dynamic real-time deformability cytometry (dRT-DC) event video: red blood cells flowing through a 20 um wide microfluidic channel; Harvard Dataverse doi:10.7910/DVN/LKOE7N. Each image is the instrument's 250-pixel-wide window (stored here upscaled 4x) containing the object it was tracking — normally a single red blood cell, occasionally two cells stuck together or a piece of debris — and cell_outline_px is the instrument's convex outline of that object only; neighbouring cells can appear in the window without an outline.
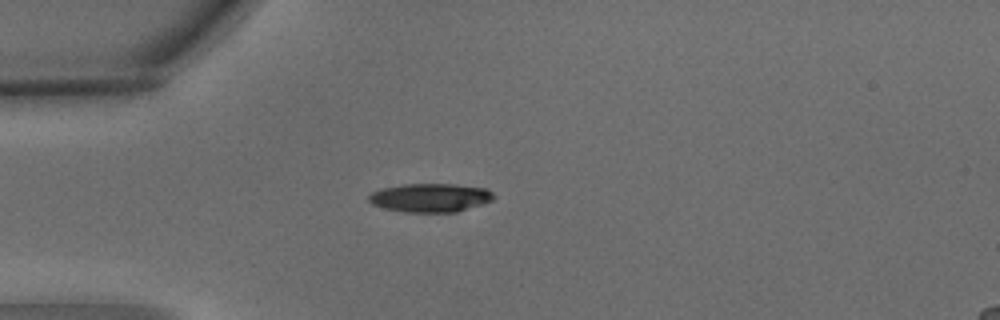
{"species": "common noctule bat (a hibernating species)", "species_latin": "Nyctalus noctula", "temperature_condition": "warm", "stored_images_in_passage": 2, "camera_frame_rate_fps": 3000, "um_per_image_px": 0.085, "animal": {"sex": "male", "body_mass_g": 15.6}, "frame": {"image": 1, "passage_image": 1, "time_ms": 0.0, "image_size_px": [1000, 320], "cell_outline_px": [[496, 196], [492, 200], [456, 212], [404, 212], [384, 208], [372, 204], [368, 200], [368, 196], [372, 192], [384, 188], [404, 184], [456, 184], [488, 188]], "centroid_in_image_um": [36.59, 16.8], "position_along_channel_um": 48.4, "area_um2": 20.81}}